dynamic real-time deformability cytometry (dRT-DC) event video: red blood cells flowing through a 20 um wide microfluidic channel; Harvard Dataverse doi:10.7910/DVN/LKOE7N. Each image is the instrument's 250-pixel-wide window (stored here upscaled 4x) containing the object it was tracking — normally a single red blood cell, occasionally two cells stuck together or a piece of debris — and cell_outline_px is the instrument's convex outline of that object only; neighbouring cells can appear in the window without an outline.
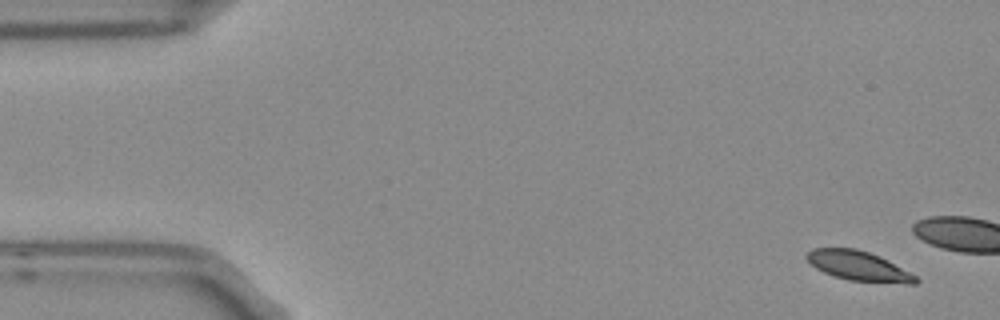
{"species": "Egyptian fruit bat (a non-hibernating species)", "species_latin": "Rousettus aegyptiacus", "temperature_condition": "room temperature", "stored_images_in_passage": 4, "camera_frame_rate_fps": 3000, "um_per_image_px": 0.085, "frame": {"image": 1, "passage_image": 1, "time_ms": 0.0, "image_size_px": [1000, 320], "cell_outline_px": [[920, 280], [916, 284], [908, 284], [848, 280], [824, 272], [816, 268], [804, 256], [812, 248], [856, 248], [880, 256], [916, 276]], "centroid_in_image_um": [72.99, 22.6], "position_along_channel_um": 12.0, "area_um2": 18.67}}